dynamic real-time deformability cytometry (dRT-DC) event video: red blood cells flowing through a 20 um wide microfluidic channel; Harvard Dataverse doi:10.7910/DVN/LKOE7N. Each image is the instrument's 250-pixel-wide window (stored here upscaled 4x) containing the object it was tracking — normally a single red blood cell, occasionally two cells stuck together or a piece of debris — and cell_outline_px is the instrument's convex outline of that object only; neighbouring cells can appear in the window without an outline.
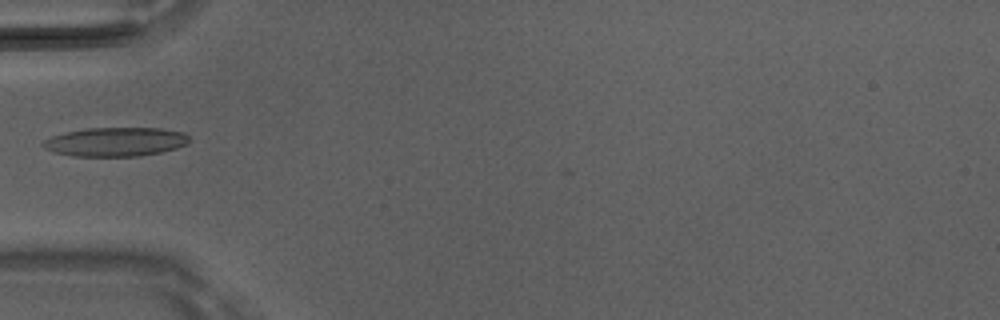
{"species": "Egyptian fruit bat (a non-hibernating species)", "species_latin": "Rousettus aegyptiacus", "temperature_condition": "room temperature", "stored_images_in_passage": 5, "camera_frame_rate_fps": 3000, "um_per_image_px": 0.085, "animal": {"sex": "male"}, "frame": {"image": 1, "passage_image": 5, "time_ms": 1.333, "image_size_px": [1000, 320], "cell_outline_px": [[188, 140], [184, 144], [176, 148], [160, 152], [140, 156], [72, 156], [52, 152], [44, 148], [40, 144], [44, 140], [52, 136], [64, 132], [88, 128], [160, 128], [184, 132], [188, 136]], "centroid_in_image_um": [9.76, 12.05], "position_along_channel_um": 75.2, "area_um2": 24.68}}